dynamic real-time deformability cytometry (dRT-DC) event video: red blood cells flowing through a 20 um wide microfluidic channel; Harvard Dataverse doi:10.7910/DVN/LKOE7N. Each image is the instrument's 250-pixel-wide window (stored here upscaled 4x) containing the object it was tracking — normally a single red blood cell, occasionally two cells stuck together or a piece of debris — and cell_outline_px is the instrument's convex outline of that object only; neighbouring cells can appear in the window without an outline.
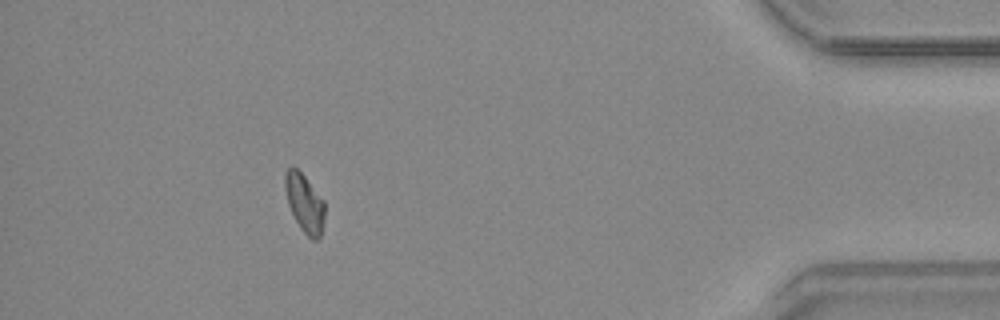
{"species": "common noctule bat (a hibernating species)", "species_latin": "Nyctalus noctula", "temperature_condition": "warm", "stored_images_in_passage": 38, "camera_frame_rate_fps": 3000, "um_per_image_px": 0.085, "animal": {"sex": "male", "body_mass_g": 20.4}, "frame": {"image": 1, "passage_image": 33, "time_ms": 10.667, "image_size_px": [1000, 320], "cell_outline_px": [[324, 220], [320, 236], [316, 240], [312, 240], [300, 228], [288, 204], [284, 188], [284, 172], [292, 164], [304, 176], [324, 200]], "centroid_in_image_um": [25.87, 17.23], "position_along_channel_um": 409.3, "area_um2": 13.47}}